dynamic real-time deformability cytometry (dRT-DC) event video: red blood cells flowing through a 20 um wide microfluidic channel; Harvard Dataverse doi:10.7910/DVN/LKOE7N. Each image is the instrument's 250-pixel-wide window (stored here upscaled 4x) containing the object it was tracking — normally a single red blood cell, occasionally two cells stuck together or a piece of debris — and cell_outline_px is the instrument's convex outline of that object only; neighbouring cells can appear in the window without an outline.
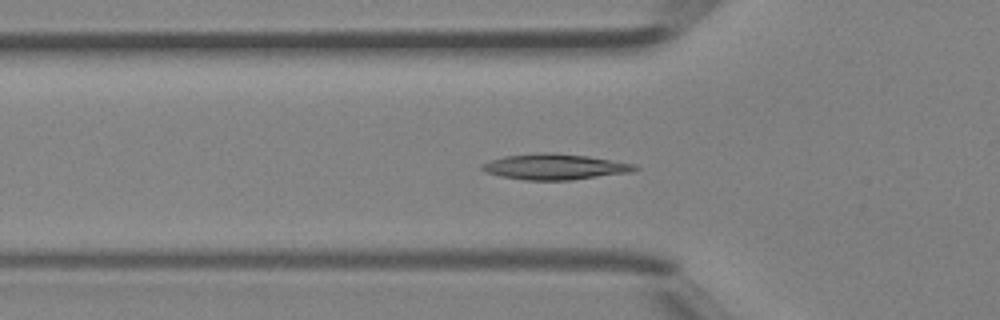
{"species": "Egyptian fruit bat (a non-hibernating species)", "species_latin": "Rousettus aegyptiacus", "temperature_condition": "room temperature", "stored_images_in_passage": 41, "camera_frame_rate_fps": 3000, "um_per_image_px": 0.085, "animal": {"sex": "female"}, "frame": {"image": 1, "passage_image": 13, "time_ms": 4.0, "image_size_px": [1000, 320], "cell_outline_px": [[640, 168], [632, 172], [572, 180], [524, 180], [504, 176], [488, 172], [480, 168], [480, 164], [504, 156], [540, 152], [552, 152], [588, 156], [636, 164]], "centroid_in_image_um": [47.21, 14.17], "position_along_channel_um": 78.6, "area_um2": 22.89}}
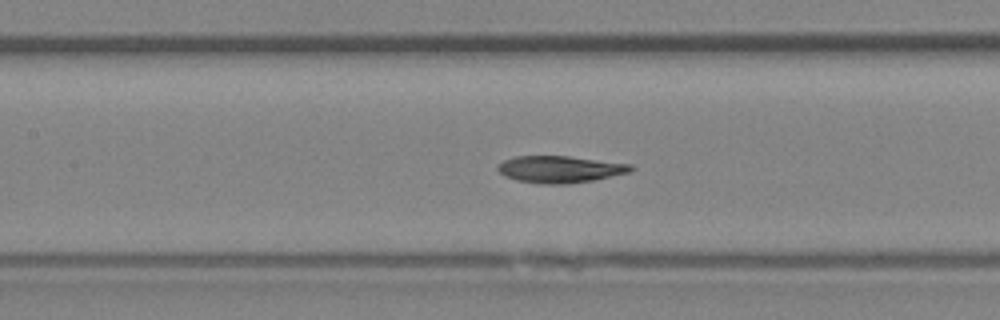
{"frame": {"image": 2, "passage_image": 18, "time_ms": 5.667, "image_size_px": [1000, 320], "cell_outline_px": [[636, 168], [632, 172], [592, 180], [568, 184], [540, 184], [516, 180], [504, 176], [496, 168], [504, 160], [516, 156], [568, 156], [632, 164]], "centroid_in_image_um": [47.63, 14.39], "position_along_channel_um": 159.8, "area_um2": 20.92}}
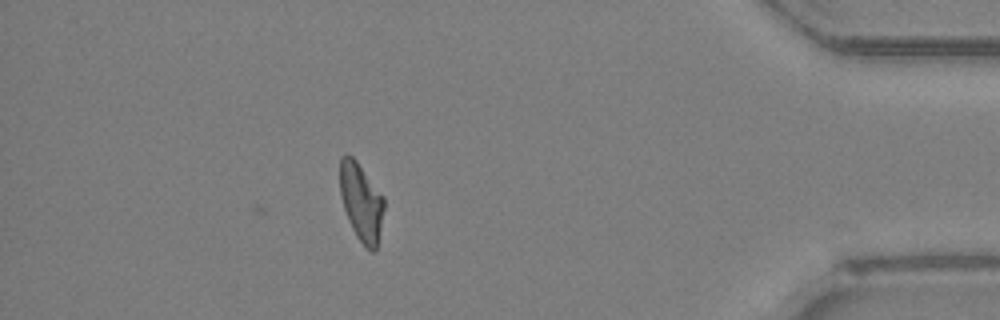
{"frame": {"image": 3, "passage_image": 36, "time_ms": 11.667, "image_size_px": [1000, 320], "cell_outline_px": [[384, 208], [376, 248], [372, 252], [356, 236], [348, 220], [340, 196], [340, 156], [352, 156], [356, 160], [384, 196]], "centroid_in_image_um": [30.69, 17.14], "position_along_channel_um": 404.5, "area_um2": 19.71}}